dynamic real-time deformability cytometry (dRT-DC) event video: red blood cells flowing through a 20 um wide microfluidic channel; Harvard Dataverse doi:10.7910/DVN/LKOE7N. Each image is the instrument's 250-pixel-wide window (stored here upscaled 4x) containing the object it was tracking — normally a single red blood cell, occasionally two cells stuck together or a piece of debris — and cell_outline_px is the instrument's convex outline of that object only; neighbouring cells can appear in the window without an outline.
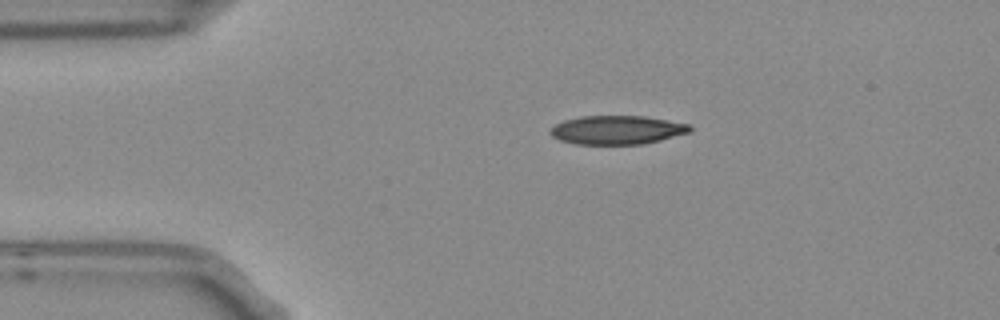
{"species": "Egyptian fruit bat (a non-hibernating species)", "species_latin": "Rousettus aegyptiacus", "temperature_condition": "room temperature", "stored_images_in_passage": 2, "camera_frame_rate_fps": 3000, "um_per_image_px": 0.085, "frame": {"image": 1, "passage_image": 1, "time_ms": 0.0, "image_size_px": [1000, 320], "cell_outline_px": [[692, 132], [644, 144], [576, 144], [560, 140], [552, 136], [548, 132], [556, 124], [564, 120], [580, 116], [644, 116], [688, 124], [692, 128]], "centroid_in_image_um": [52.45, 11.05], "position_along_channel_um": 32.6, "area_um2": 23.35}}